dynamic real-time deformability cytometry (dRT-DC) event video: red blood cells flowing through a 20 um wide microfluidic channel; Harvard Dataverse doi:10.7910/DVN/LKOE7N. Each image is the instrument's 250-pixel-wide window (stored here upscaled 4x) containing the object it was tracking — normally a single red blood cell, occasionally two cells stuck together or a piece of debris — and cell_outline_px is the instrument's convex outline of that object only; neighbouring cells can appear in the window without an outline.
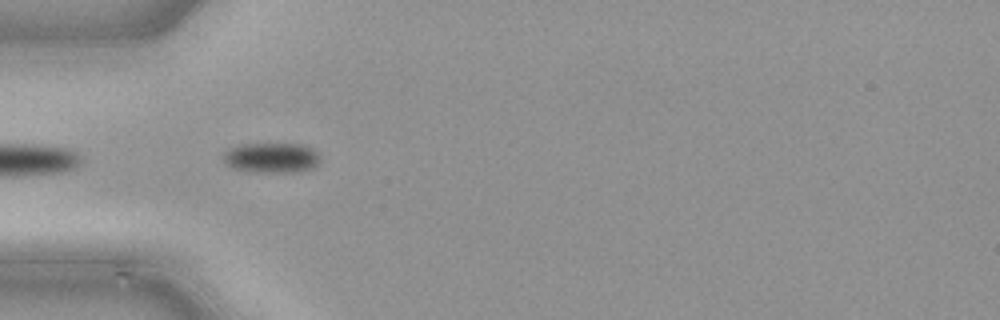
{"species": "common noctule bat (a hibernating species)", "species_latin": "Nyctalus noctula", "temperature_condition": "cold", "stored_images_in_passage": 5, "camera_frame_rate_fps": 3000, "um_per_image_px": 0.085, "animal": {"sex": "male", "body_mass_g": 21.5, "forearm_length_mm": 52.0}, "frame": {"image": 1, "passage_image": 2, "time_ms": 0.333, "image_size_px": [1000, 320], "cell_outline_px": [[320, 160], [316, 164], [308, 168], [292, 172], [264, 172], [232, 168], [224, 164], [224, 152], [228, 148], [240, 144], [304, 144], [312, 148], [320, 156]], "centroid_in_image_um": [23.04, 13.39], "position_along_channel_um": 62.0, "area_um2": 16.82}}